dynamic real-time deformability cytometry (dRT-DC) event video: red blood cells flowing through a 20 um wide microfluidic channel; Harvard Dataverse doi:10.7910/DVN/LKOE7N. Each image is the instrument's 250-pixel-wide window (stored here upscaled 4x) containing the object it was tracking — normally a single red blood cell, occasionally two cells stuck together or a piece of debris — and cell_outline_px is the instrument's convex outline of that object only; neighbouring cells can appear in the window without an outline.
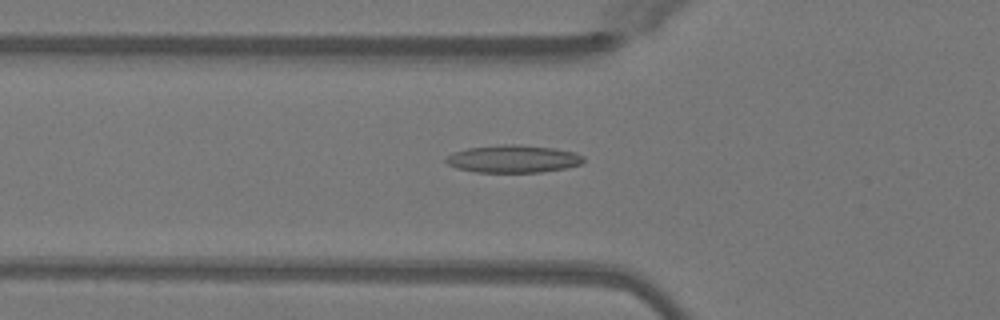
{"species": "Egyptian fruit bat (a non-hibernating species)", "species_latin": "Rousettus aegyptiacus", "temperature_condition": "warm", "stored_images_in_passage": 28, "camera_frame_rate_fps": 3000, "um_per_image_px": 0.085, "animal": {"sex": "female"}, "frame": {"image": 1, "passage_image": 2, "time_ms": 0.333, "image_size_px": [1000, 320], "cell_outline_px": [[584, 160], [580, 164], [564, 168], [540, 172], [476, 172], [456, 168], [448, 164], [444, 160], [448, 156], [456, 152], [468, 148], [500, 144], [516, 144], [552, 148], [576, 152], [584, 156]], "centroid_in_image_um": [43.62, 13.5], "position_along_channel_um": 82.2, "area_um2": 21.96}}
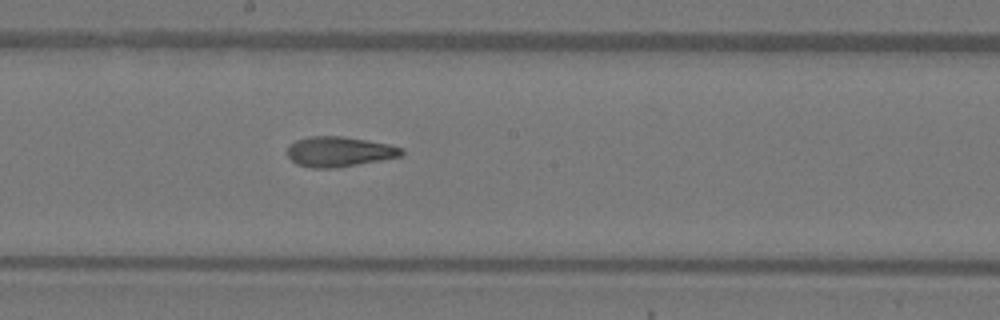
{"frame": {"image": 2, "passage_image": 12, "time_ms": 3.667, "image_size_px": [1000, 320], "cell_outline_px": [[404, 152], [400, 156], [380, 160], [336, 168], [312, 168], [296, 164], [288, 156], [288, 144], [296, 140], [308, 136], [344, 136], [368, 140], [388, 144], [404, 148]], "centroid_in_image_um": [28.81, 12.88], "position_along_channel_um": 219.4, "area_um2": 20.11}}
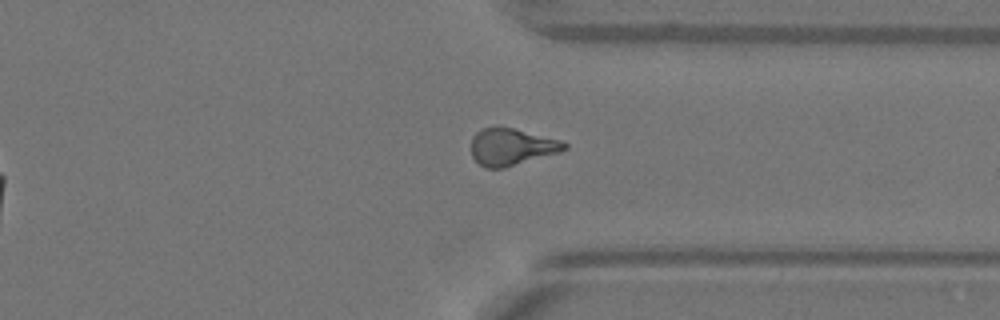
{"frame": {"image": 3, "passage_image": 23, "time_ms": 7.333, "image_size_px": [1000, 320], "cell_outline_px": [[568, 148], [560, 152], [504, 168], [484, 168], [472, 156], [472, 136], [480, 128], [496, 124], [560, 140], [568, 144]], "centroid_in_image_um": [43.45, 12.46], "position_along_channel_um": 367.9, "area_um2": 20.29}, "authors_computed_cell_mechanics": {"area_um2": 20.1144, "velocity_mm_per_s": 4.0798, "shape_relaxation_time_tau1_ms": null, "shape_relaxation_time_tau2_ms": 2.2409, "deformation_change_tau1": null, "deformation_change_tau2": 0.1023}}